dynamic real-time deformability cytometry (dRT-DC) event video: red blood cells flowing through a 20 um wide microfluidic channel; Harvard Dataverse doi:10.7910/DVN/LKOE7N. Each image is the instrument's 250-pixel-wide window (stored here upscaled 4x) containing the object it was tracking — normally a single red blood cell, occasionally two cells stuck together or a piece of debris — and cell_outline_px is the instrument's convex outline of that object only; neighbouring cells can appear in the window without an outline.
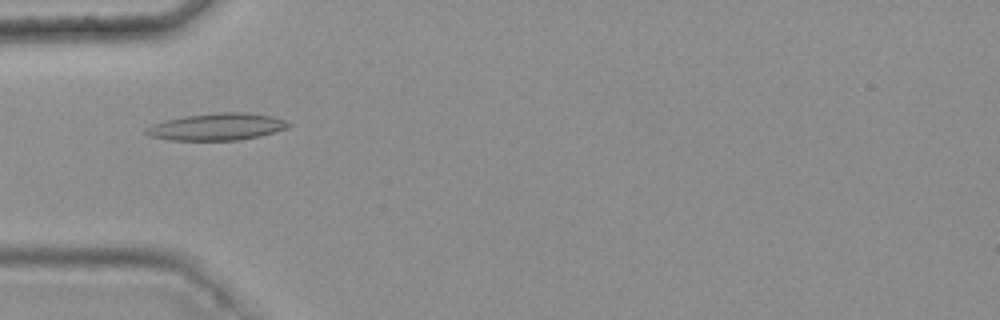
{"species": "common noctule bat (a hibernating species)", "species_latin": "Nyctalus noctula", "temperature_condition": "warm", "stored_images_in_passage": 49, "camera_frame_rate_fps": 3000, "um_per_image_px": 0.085, "animal": {"sex": "female", "body_mass_g": 25.1}, "frame": {"image": 1, "passage_image": 17, "time_ms": 5.333, "image_size_px": [1000, 320], "cell_outline_px": [[292, 124], [288, 128], [260, 136], [236, 140], [168, 140], [152, 136], [144, 132], [144, 128], [152, 124], [184, 116], [216, 112], [244, 112], [272, 116], [284, 120]], "centroid_in_image_um": [18.45, 10.77], "position_along_channel_um": 66.6, "area_um2": 22.37}}
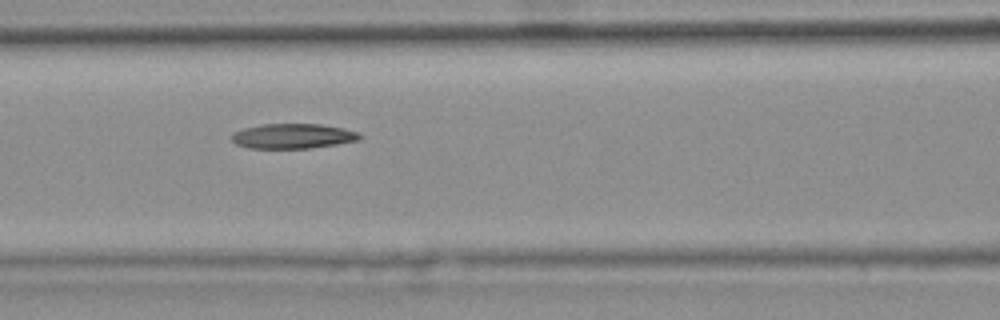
{"frame": {"image": 2, "passage_image": 23, "time_ms": 7.333, "image_size_px": [1000, 320], "cell_outline_px": [[364, 136], [360, 140], [312, 148], [248, 148], [236, 144], [232, 140], [232, 132], [244, 128], [260, 124], [320, 124], [344, 128], [360, 132]], "centroid_in_image_um": [24.93, 11.56], "position_along_channel_um": 141.7, "area_um2": 18.79}}
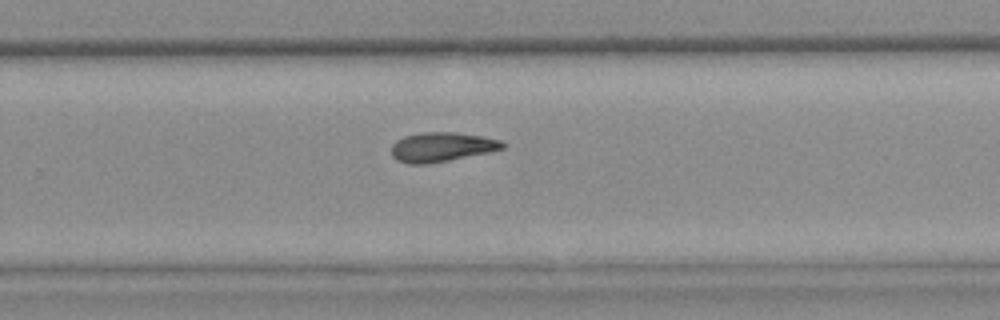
{"frame": {"image": 3, "passage_image": 35, "time_ms": 11.333, "image_size_px": [1000, 320], "cell_outline_px": [[508, 144], [504, 148], [488, 152], [448, 160], [424, 164], [408, 164], [396, 160], [392, 156], [392, 144], [396, 140], [404, 136], [420, 132], [456, 132], [480, 136], [500, 140]], "centroid_in_image_um": [37.52, 12.48], "position_along_channel_um": 292.3, "area_um2": 19.02}}